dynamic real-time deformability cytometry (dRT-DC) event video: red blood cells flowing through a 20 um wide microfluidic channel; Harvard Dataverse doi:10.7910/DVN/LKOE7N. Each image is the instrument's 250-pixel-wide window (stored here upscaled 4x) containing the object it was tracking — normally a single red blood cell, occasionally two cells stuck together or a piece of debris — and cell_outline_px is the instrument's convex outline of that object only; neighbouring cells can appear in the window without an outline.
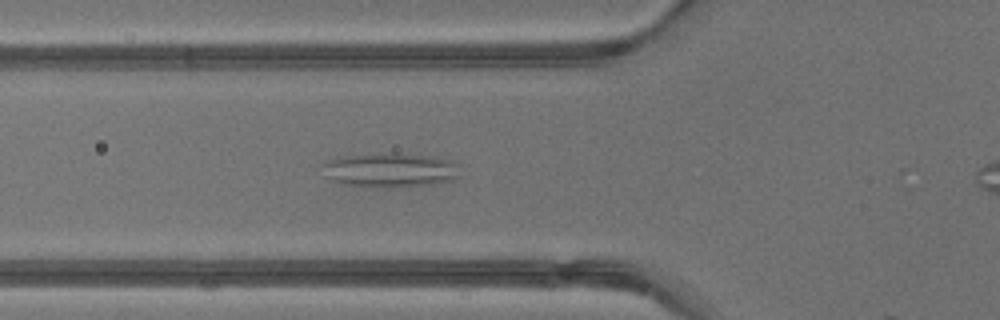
{"species": "common noctule bat (a hibernating species)", "species_latin": "Nyctalus noctula", "temperature_condition": "warm", "stored_images_in_passage": 14, "camera_frame_rate_fps": 3000, "um_per_image_px": 0.085, "animal": {"sex": "male", "body_mass_g": 13.3}, "frame": {"image": 1, "passage_image": 13, "time_ms": 4.0, "image_size_px": [1000, 320], "cell_outline_px": [[460, 176], [456, 180], [440, 184], [392, 188], [372, 188], [340, 184], [328, 180], [324, 176], [320, 164], [336, 156], [392, 152], [436, 156], [460, 164]], "centroid_in_image_um": [33.15, 14.47], "position_along_channel_um": 92.6, "area_um2": 29.19}}